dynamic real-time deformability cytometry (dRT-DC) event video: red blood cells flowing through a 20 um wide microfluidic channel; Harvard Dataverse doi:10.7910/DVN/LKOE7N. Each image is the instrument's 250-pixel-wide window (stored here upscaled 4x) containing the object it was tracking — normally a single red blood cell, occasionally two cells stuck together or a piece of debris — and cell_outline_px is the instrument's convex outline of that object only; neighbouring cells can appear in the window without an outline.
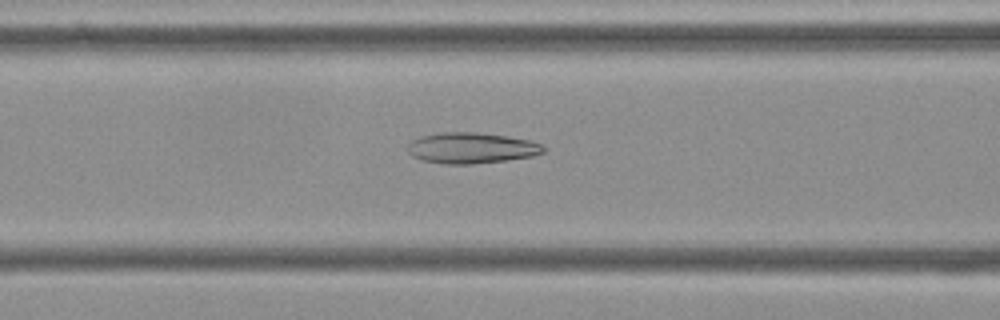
{"species": "Egyptian fruit bat (a non-hibernating species)", "species_latin": "Rousettus aegyptiacus", "temperature_condition": "cold", "stored_images_in_passage": 55, "camera_frame_rate_fps": 3000, "um_per_image_px": 0.085, "frame": {"image": 1, "passage_image": 22, "time_ms": 7.0, "image_size_px": [1000, 320], "cell_outline_px": [[544, 152], [532, 156], [508, 160], [472, 164], [440, 164], [420, 160], [412, 156], [408, 152], [408, 144], [412, 140], [420, 136], [440, 132], [476, 132], [508, 136], [528, 140], [540, 144], [544, 148]], "centroid_in_image_um": [40.02, 12.58], "position_along_channel_um": 126.6, "area_um2": 24.57}}
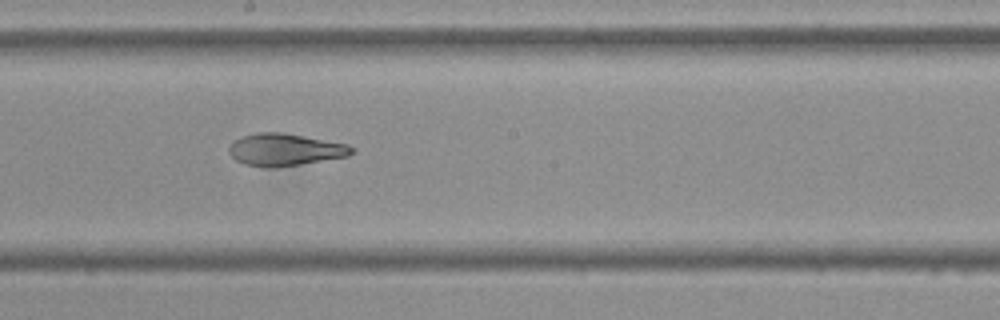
{"frame": {"image": 2, "passage_image": 30, "time_ms": 9.667, "image_size_px": [1000, 320], "cell_outline_px": [[356, 152], [348, 156], [276, 168], [268, 168], [244, 164], [236, 160], [228, 152], [228, 148], [236, 140], [244, 136], [256, 132], [276, 132], [348, 144], [356, 148]], "centroid_in_image_um": [24.24, 12.74], "position_along_channel_um": 224.0, "area_um2": 22.83}}
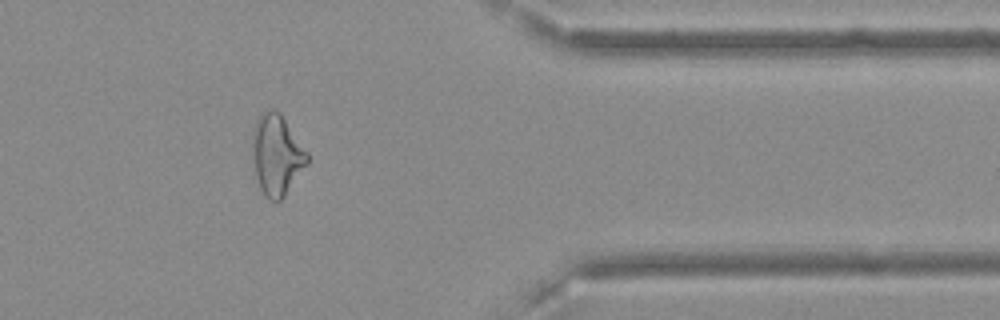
{"frame": {"image": 3, "passage_image": 45, "time_ms": 14.667, "image_size_px": [1000, 320], "cell_outline_px": [[308, 164], [284, 196], [280, 200], [272, 200], [264, 196], [260, 188], [256, 176], [252, 152], [252, 132], [256, 120], [260, 112], [268, 108], [276, 108], [280, 112], [308, 152]], "centroid_in_image_um": [23.51, 13.11], "position_along_channel_um": 387.9, "area_um2": 26.01}, "authors_computed_cell_mechanics": {"area_um2": 26.7614, "velocity_mm_per_s": 3.6482, "shape_relaxation_time_tau1_ms": null, "shape_relaxation_time_tau2_ms": 2.3446, "deformation_change_tau1": null, "deformation_change_tau2": 0.0976}}